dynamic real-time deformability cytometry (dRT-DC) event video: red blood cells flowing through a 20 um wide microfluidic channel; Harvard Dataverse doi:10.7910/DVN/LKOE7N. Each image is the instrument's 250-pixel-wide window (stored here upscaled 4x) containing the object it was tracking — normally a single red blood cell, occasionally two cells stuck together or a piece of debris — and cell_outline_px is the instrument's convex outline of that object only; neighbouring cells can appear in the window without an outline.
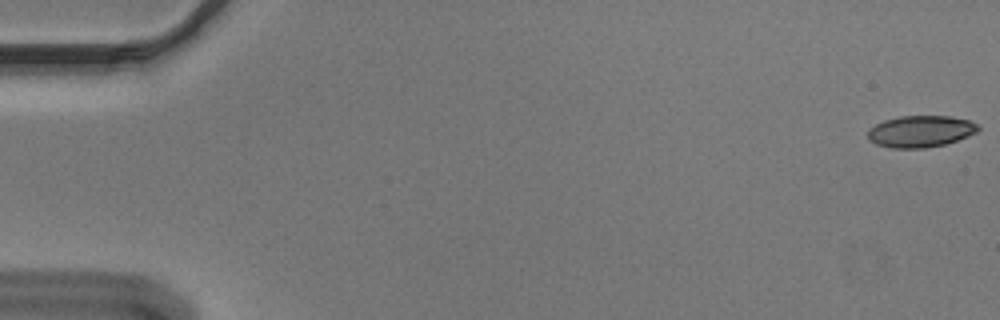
{"species": "Egyptian fruit bat (a non-hibernating species)", "species_latin": "Rousettus aegyptiacus", "temperature_condition": "cold", "stored_images_in_passage": 55, "camera_frame_rate_fps": 3000, "um_per_image_px": 0.085, "animal": {"sex": "male"}, "frame": {"image": 1, "passage_image": 1, "time_ms": 0.0, "image_size_px": [1000, 320], "cell_outline_px": [[980, 128], [976, 132], [968, 136], [944, 144], [924, 148], [892, 148], [876, 144], [868, 140], [868, 132], [876, 124], [884, 120], [900, 116], [952, 116], [968, 120], [976, 124]], "centroid_in_image_um": [78.24, 11.16], "position_along_channel_um": 6.8, "area_um2": 20.17}}
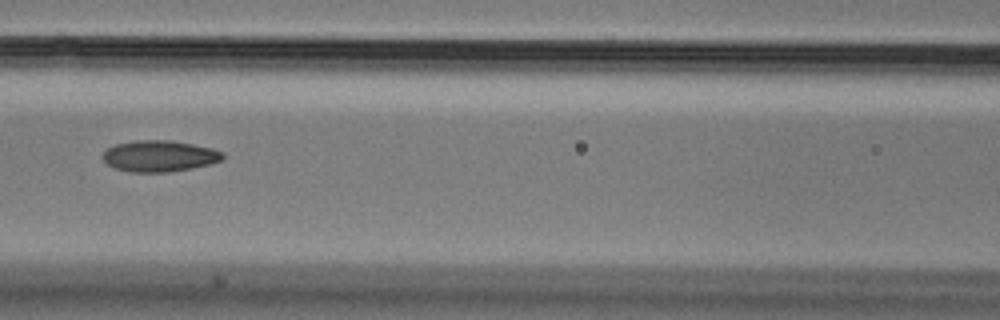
{"frame": {"image": 2, "passage_image": 25, "time_ms": 8.0, "image_size_px": [1000, 320], "cell_outline_px": [[224, 160], [192, 168], [168, 172], [128, 172], [116, 168], [108, 164], [100, 156], [108, 148], [116, 144], [136, 140], [172, 140], [212, 148], [224, 152]], "centroid_in_image_um": [13.56, 13.26], "position_along_channel_um": 153.0, "area_um2": 21.91}}
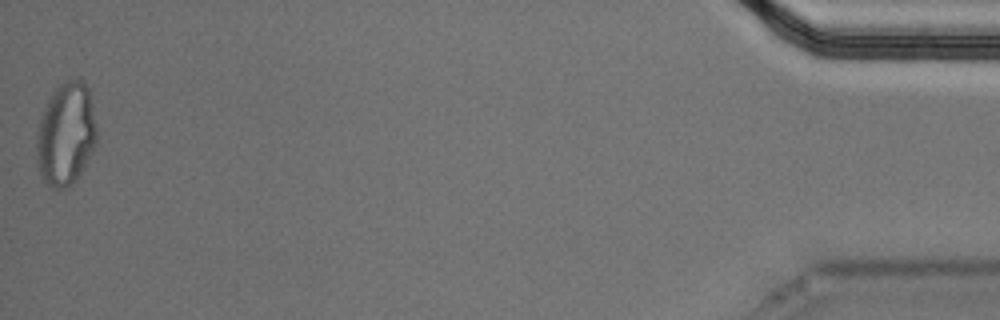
{"frame": {"image": 3, "passage_image": 55, "time_ms": 18.0, "image_size_px": [1000, 320], "cell_outline_px": [[96, 140], [76, 180], [64, 188], [52, 188], [44, 180], [40, 172], [36, 156], [36, 128], [44, 108], [52, 92], [60, 84], [68, 80], [84, 80], [88, 88], [96, 124]], "centroid_in_image_um": [5.57, 11.37], "position_along_channel_um": 429.6, "area_um2": 35.6}, "authors_computed_cell_mechanics": {"area_um2": 21.6172, "velocity_mm_per_s": 3.6701, "shape_relaxation_time_tau1_ms": 6.9519, "shape_relaxation_time_tau2_ms": 2.7242, "deformation_change_tau1": 0.1611, "deformation_change_tau2": 0.081}}